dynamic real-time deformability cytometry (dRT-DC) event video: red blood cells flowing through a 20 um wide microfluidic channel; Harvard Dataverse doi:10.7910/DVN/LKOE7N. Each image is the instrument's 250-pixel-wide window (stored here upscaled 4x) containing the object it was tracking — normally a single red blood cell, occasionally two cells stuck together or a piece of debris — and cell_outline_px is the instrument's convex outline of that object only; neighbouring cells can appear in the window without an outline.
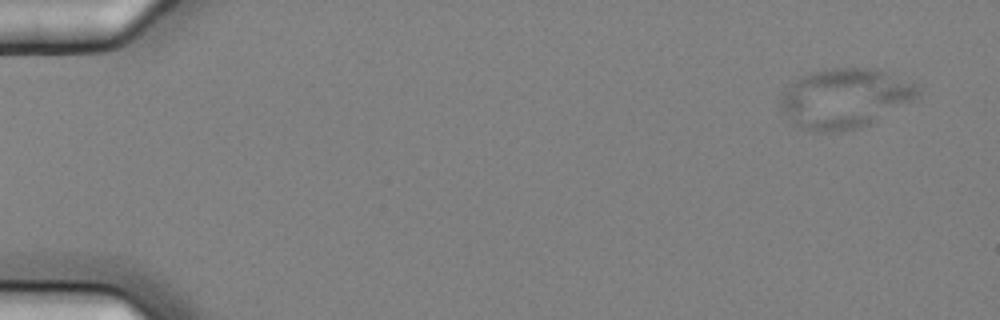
{"species": "common noctule bat (a hibernating species)", "species_latin": "Nyctalus noctula", "temperature_condition": "cold", "stored_images_in_passage": 5, "camera_frame_rate_fps": 3000, "um_per_image_px": 0.085, "animal": {"sex": "female", "body_mass_g": 25.1}, "frame": {"image": 1, "passage_image": 1, "time_ms": 0.0, "image_size_px": [1000, 320], "cell_outline_px": [[920, 96], [872, 124], [860, 128], [840, 132], [816, 132], [800, 128], [780, 108], [780, 100], [788, 84], [800, 76], [808, 72], [832, 68], [876, 68], [920, 84]], "centroid_in_image_um": [71.86, 8.35], "position_along_channel_um": 13.1, "area_um2": 48.38}}